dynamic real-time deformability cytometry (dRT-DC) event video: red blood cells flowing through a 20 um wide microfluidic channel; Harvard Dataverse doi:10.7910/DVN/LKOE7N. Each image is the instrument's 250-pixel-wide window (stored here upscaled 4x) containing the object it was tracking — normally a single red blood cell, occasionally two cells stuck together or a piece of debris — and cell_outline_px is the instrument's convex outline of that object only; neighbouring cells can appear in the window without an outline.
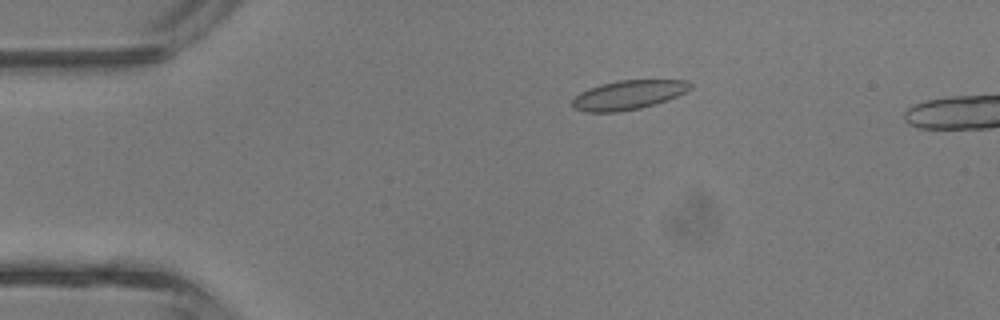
{"species": "common noctule bat (a hibernating species)", "species_latin": "Nyctalus noctula", "temperature_condition": "room temperature", "stored_images_in_passage": 39, "camera_frame_rate_fps": 3000, "um_per_image_px": 0.085, "animal": {"sex": "male", "body_mass_g": 13.3}, "frame": {"image": 1, "passage_image": 7, "time_ms": 2.0, "image_size_px": [1000, 320], "cell_outline_px": [[692, 88], [668, 100], [656, 104], [640, 108], [616, 112], [584, 112], [576, 108], [572, 104], [572, 100], [580, 92], [588, 88], [600, 84], [616, 80], [688, 80], [692, 84]], "centroid_in_image_um": [53.41, 8.06], "position_along_channel_um": 31.6, "area_um2": 20.11}}
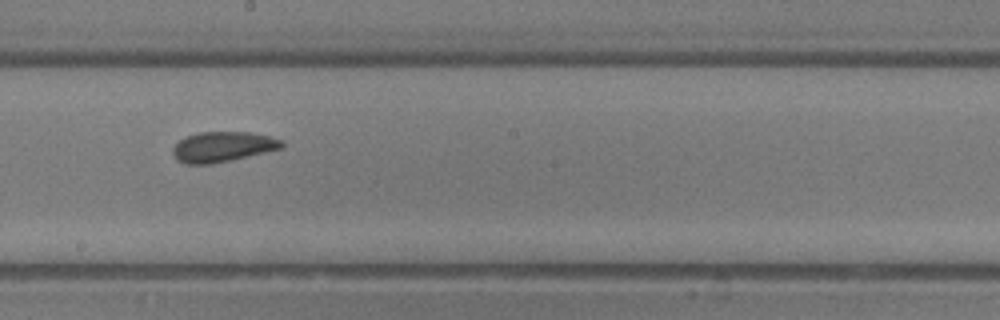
{"frame": {"image": 2, "passage_image": 22, "time_ms": 7.0, "image_size_px": [1000, 320], "cell_outline_px": [[284, 148], [232, 160], [212, 164], [184, 164], [176, 160], [172, 152], [172, 148], [180, 140], [188, 136], [200, 132], [248, 132], [268, 136], [284, 140]], "centroid_in_image_um": [18.95, 12.49], "position_along_channel_um": 229.3, "area_um2": 19.31}}
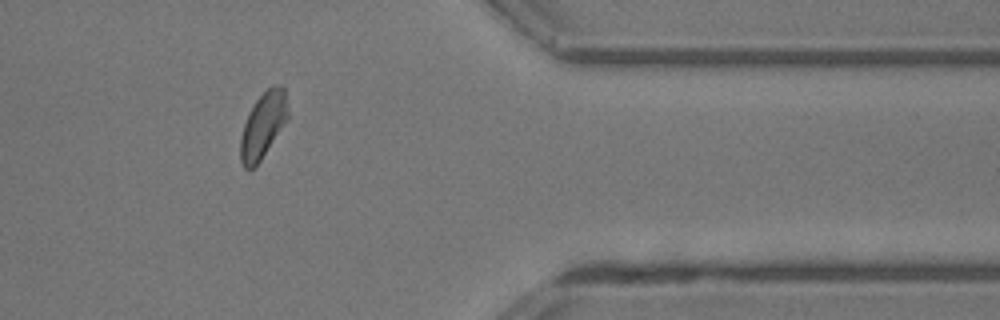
{"frame": {"image": 3, "passage_image": 33, "time_ms": 10.667, "image_size_px": [1000, 320], "cell_outline_px": [[288, 120], [260, 160], [248, 172], [244, 168], [240, 160], [240, 136], [244, 124], [256, 100], [272, 84], [280, 84], [284, 88], [288, 108]], "centroid_in_image_um": [22.37, 10.65], "position_along_channel_um": 389.0, "area_um2": 18.09}, "authors_computed_cell_mechanics": {"area_um2": 19.1896, "velocity_mm_per_s": 4.9403, "shape_relaxation_time_tau1_ms": 2.9855, "shape_relaxation_time_tau2_ms": 0.8717, "deformation_change_tau1": 0.0981, "deformation_change_tau2": 0.0636}}